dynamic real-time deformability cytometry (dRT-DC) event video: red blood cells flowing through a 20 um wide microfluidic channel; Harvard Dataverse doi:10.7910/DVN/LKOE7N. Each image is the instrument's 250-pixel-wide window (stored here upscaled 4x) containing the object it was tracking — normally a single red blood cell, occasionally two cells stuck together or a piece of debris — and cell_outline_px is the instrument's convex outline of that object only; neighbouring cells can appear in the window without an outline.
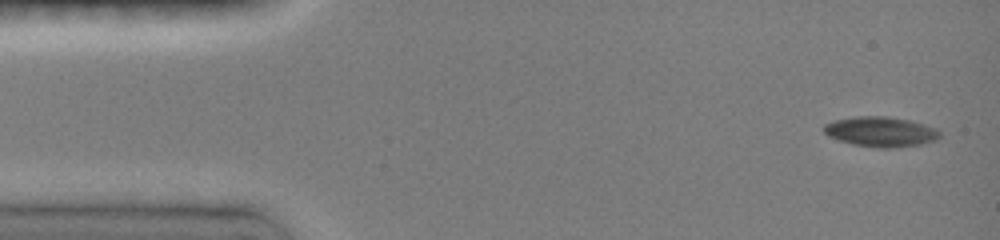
{"species": "common noctule bat (a hibernating species)", "species_latin": "Nyctalus noctula", "temperature_condition": "room temperature", "stored_images_in_passage": 9, "camera_frame_rate_fps": 3000, "um_per_image_px": 0.085, "animal": {"sex": "female", "body_mass_g": 19.0, "forearm_length_mm": 51.5}, "frame": {"image": 1, "passage_image": 1, "time_ms": 0.0, "image_size_px": [1000, 240], "cell_outline_px": [[940, 136], [932, 140], [920, 144], [888, 148], [880, 148], [856, 144], [840, 140], [828, 136], [824, 132], [824, 124], [836, 120], [856, 116], [888, 116], [908, 120], [936, 128], [940, 132]], "centroid_in_image_um": [74.84, 11.18], "position_along_channel_um": 10.2, "area_um2": 19.83}}
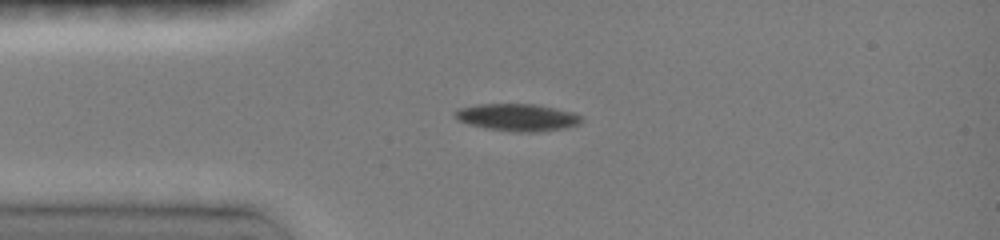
{"frame": {"image": 2, "passage_image": 7, "time_ms": 3.0, "image_size_px": [1000, 240], "cell_outline_px": [[580, 124], [564, 128], [536, 132], [520, 132], [484, 128], [468, 124], [456, 120], [452, 112], [460, 108], [476, 104], [536, 104], [572, 112], [580, 116]], "centroid_in_image_um": [43.91, 9.97], "position_along_channel_um": 41.1, "area_um2": 20.06}}